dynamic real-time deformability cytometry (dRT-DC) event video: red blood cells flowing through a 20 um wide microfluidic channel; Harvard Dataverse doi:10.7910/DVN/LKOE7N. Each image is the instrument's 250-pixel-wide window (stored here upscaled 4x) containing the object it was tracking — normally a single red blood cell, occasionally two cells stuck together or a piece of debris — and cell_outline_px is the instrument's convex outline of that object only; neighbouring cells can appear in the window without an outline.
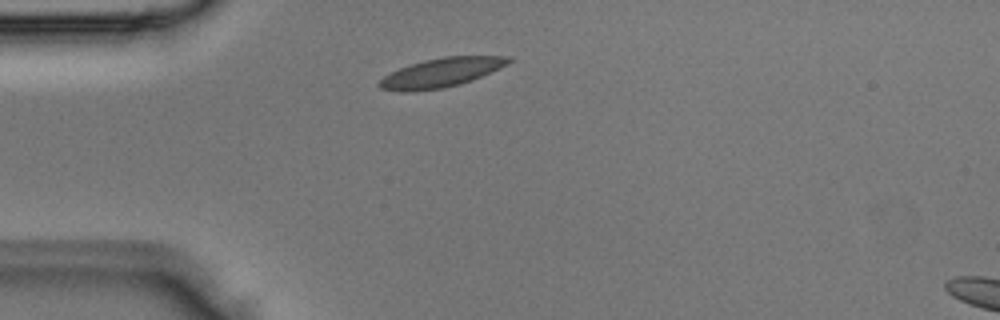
{"species": "Egyptian fruit bat (a non-hibernating species)", "species_latin": "Rousettus aegyptiacus", "temperature_condition": "room temperature", "stored_images_in_passage": 2, "segment_of_instrument_passage": [1, 2], "camera_frame_rate_fps": 3000, "um_per_image_px": 0.085, "animal": {"sex": "male"}, "frame": {"image": 1, "passage_image": 1, "time_ms": 0.0, "image_size_px": [1000, 320], "cell_outline_px": [[512, 60], [480, 76], [444, 88], [408, 92], [404, 92], [380, 88], [376, 84], [384, 76], [400, 68], [424, 60], [444, 56], [512, 56]], "centroid_in_image_um": [37.42, 6.17], "position_along_channel_um": 47.6, "area_um2": 21.27}}